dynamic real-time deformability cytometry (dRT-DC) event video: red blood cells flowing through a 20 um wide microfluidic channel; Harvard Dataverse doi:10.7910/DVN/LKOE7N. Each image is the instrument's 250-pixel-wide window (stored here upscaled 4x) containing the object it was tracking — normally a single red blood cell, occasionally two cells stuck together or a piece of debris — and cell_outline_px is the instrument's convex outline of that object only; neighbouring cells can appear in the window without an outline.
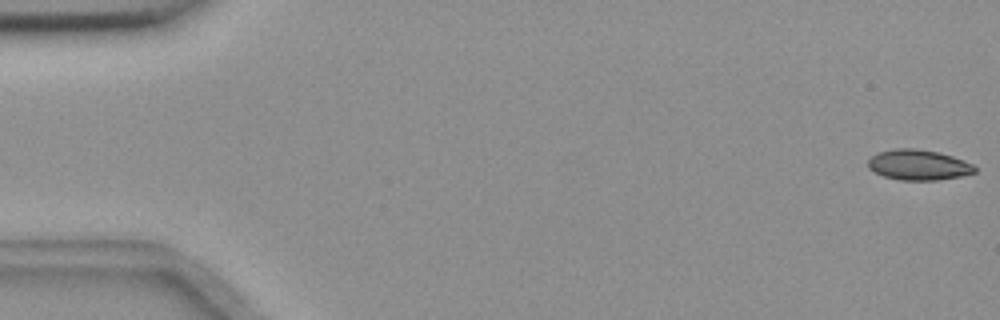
{"species": "common noctule bat (a hibernating species)", "species_latin": "Nyctalus noctula", "temperature_condition": "room temperature", "stored_images_in_passage": 4, "camera_frame_rate_fps": 3000, "um_per_image_px": 0.085, "animal": {"sex": "female", "body_mass_g": 18.4}, "frame": {"image": 1, "passage_image": 1, "time_ms": 0.0, "image_size_px": [1000, 320], "cell_outline_px": [[976, 172], [960, 176], [936, 180], [900, 180], [884, 176], [868, 168], [868, 160], [876, 152], [896, 148], [916, 148], [936, 152], [952, 156], [972, 164], [976, 168]], "centroid_in_image_um": [78.04, 14.01], "position_along_channel_um": 7.0, "area_um2": 18.79}}
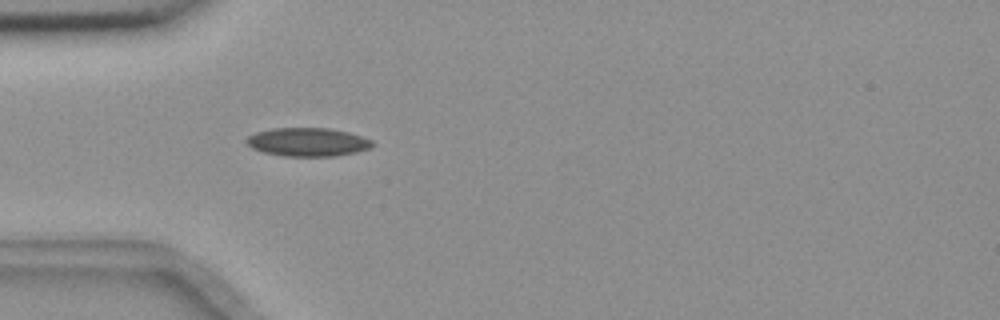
{"frame": {"image": 2, "passage_image": 4, "time_ms": 1.0, "image_size_px": [1000, 320], "cell_outline_px": [[376, 144], [372, 148], [356, 152], [332, 156], [284, 156], [264, 152], [252, 148], [244, 140], [248, 136], [256, 132], [272, 128], [328, 128], [348, 132], [372, 140]], "centroid_in_image_um": [26.17, 12.07], "position_along_channel_um": 58.8, "area_um2": 20.92}}